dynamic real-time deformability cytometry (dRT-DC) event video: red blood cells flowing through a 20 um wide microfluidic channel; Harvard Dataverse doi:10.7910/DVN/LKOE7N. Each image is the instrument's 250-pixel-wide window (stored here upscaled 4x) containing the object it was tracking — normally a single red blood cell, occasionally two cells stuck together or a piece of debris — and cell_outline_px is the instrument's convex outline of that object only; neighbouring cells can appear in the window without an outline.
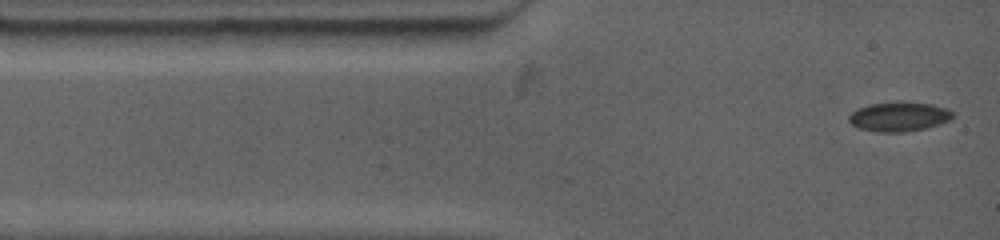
{"species": "common noctule bat (a hibernating species)", "species_latin": "Nyctalus noctula", "temperature_condition": "warm", "stored_images_in_passage": 5, "camera_frame_rate_fps": 4500, "um_per_image_px": 0.085, "animal": {"sex": "female", "body_mass_g": 19.0, "forearm_length_mm": 53.3}, "frame": {"image": 1, "passage_image": 1, "time_ms": 0.0, "image_size_px": [1000, 240], "cell_outline_px": [[952, 120], [924, 128], [904, 132], [876, 132], [860, 128], [852, 124], [848, 120], [848, 116], [856, 108], [868, 104], [932, 104], [948, 108], [952, 112]], "centroid_in_image_um": [76.39, 9.95], "position_along_channel_um": 8.6, "area_um2": 17.22}}
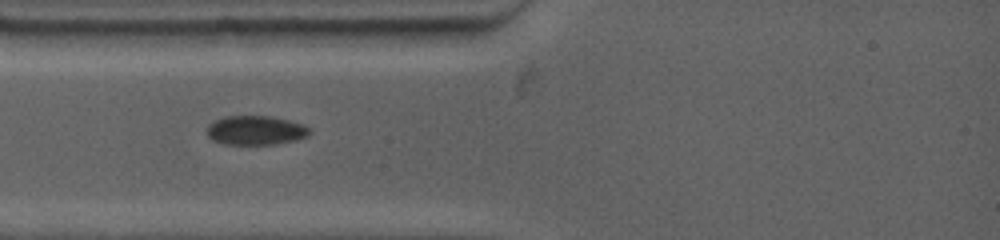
{"frame": {"image": 2, "passage_image": 4, "time_ms": 2.444, "image_size_px": [1000, 240], "cell_outline_px": [[312, 132], [308, 136], [296, 140], [276, 144], [224, 144], [212, 140], [208, 136], [208, 124], [224, 116], [268, 116], [288, 120], [304, 124]], "centroid_in_image_um": [21.75, 11.08], "position_along_channel_um": 63.3, "area_um2": 17.46}}